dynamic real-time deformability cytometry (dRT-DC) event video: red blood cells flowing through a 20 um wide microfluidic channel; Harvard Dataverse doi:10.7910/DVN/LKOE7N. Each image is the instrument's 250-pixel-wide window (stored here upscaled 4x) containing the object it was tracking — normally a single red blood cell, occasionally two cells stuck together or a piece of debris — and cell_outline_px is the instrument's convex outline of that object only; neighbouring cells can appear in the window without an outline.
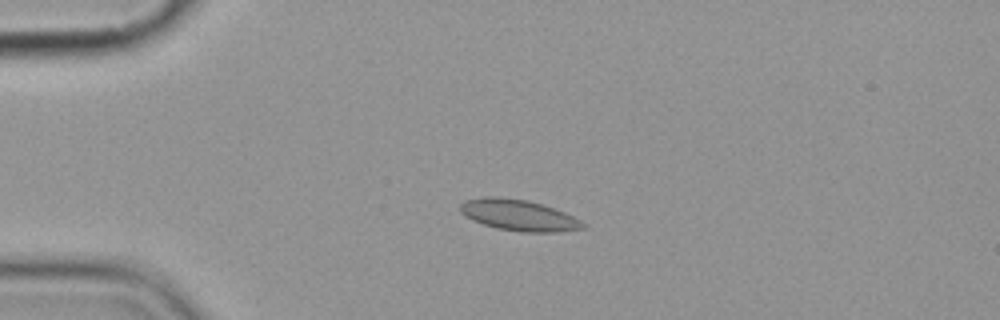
{"species": "common noctule bat (a hibernating species)", "species_latin": "Nyctalus noctula", "temperature_condition": "cold", "stored_images_in_passage": 4, "camera_frame_rate_fps": 3000, "um_per_image_px": 0.085, "animal": {"sex": "female", "body_mass_g": 19.9}, "frame": {"image": 1, "passage_image": 3, "time_ms": 2.667, "image_size_px": [1000, 320], "cell_outline_px": [[584, 228], [556, 232], [520, 232], [496, 228], [472, 220], [464, 216], [460, 212], [460, 204], [468, 200], [484, 196], [496, 196], [528, 200], [564, 212], [580, 220], [584, 224]], "centroid_in_image_um": [44.04, 18.29], "position_along_channel_um": 41.0, "area_um2": 22.08}}